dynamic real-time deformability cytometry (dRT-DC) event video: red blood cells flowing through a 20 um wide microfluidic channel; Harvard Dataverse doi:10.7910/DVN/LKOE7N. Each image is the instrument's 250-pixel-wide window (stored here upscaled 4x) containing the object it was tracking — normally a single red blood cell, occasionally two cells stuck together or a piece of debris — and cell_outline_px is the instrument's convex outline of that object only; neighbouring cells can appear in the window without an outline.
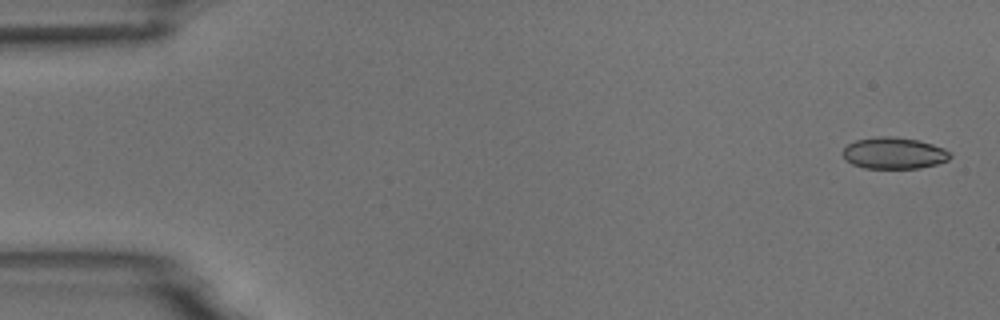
{"species": "common noctule bat (a hibernating species)", "species_latin": "Nyctalus noctula", "temperature_condition": "room temperature", "stored_images_in_passage": 4, "camera_frame_rate_fps": 3000, "um_per_image_px": 0.085, "animal": {"sex": "male", "body_mass_g": 18.8}, "frame": {"image": 1, "passage_image": 1, "time_ms": 0.0, "image_size_px": [1000, 320], "cell_outline_px": [[952, 156], [948, 160], [936, 164], [920, 168], [864, 168], [852, 164], [844, 160], [840, 152], [848, 144], [856, 140], [880, 136], [892, 136], [916, 140], [932, 144], [944, 148], [952, 152]], "centroid_in_image_um": [75.96, 13.02], "position_along_channel_um": 9.0, "area_um2": 19.88}}